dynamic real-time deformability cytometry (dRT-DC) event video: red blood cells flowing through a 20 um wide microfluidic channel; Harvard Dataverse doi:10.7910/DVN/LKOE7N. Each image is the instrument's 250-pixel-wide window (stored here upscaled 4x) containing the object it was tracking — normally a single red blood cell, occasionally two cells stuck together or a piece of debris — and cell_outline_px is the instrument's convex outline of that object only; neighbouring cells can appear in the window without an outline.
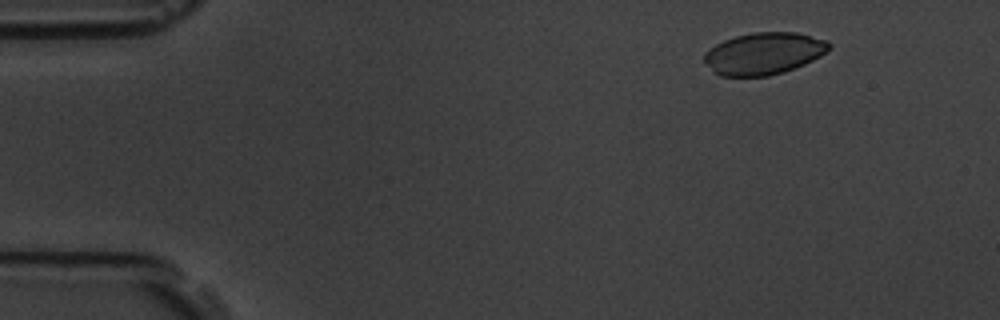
{"species": "common noctule bat (a hibernating species)", "species_latin": "Nyctalus noctula", "temperature_condition": "room temperature", "stored_images_in_passage": 5, "camera_frame_rate_fps": 3000, "um_per_image_px": 0.085, "animal": {"sex": "male", "body_mass_g": 19.5, "forearm_length_mm": 54.6}, "frame": {"image": 1, "passage_image": 1, "time_ms": 0.0, "image_size_px": [1000, 320], "cell_outline_px": [[832, 44], [820, 56], [804, 64], [784, 72], [768, 76], [720, 76], [704, 60], [704, 52], [716, 44], [724, 40], [736, 36], [752, 32], [796, 32], [828, 40]], "centroid_in_image_um": [64.94, 4.54], "position_along_channel_um": 20.1, "area_um2": 30.35}}